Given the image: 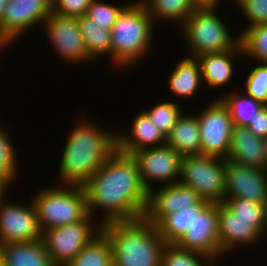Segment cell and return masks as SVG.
<instances>
[{"instance_id":"cell-1","label":"cell","mask_w":267,"mask_h":266,"mask_svg":"<svg viewBox=\"0 0 267 266\" xmlns=\"http://www.w3.org/2000/svg\"><path fill=\"white\" fill-rule=\"evenodd\" d=\"M83 188L89 214L94 216L97 207L105 209L101 224L144 218L149 192L132 155L116 150Z\"/></svg>"},{"instance_id":"cell-2","label":"cell","mask_w":267,"mask_h":266,"mask_svg":"<svg viewBox=\"0 0 267 266\" xmlns=\"http://www.w3.org/2000/svg\"><path fill=\"white\" fill-rule=\"evenodd\" d=\"M77 123L60 157L59 172L64 186H84L117 150L116 134L105 132L97 123L83 118Z\"/></svg>"},{"instance_id":"cell-3","label":"cell","mask_w":267,"mask_h":266,"mask_svg":"<svg viewBox=\"0 0 267 266\" xmlns=\"http://www.w3.org/2000/svg\"><path fill=\"white\" fill-rule=\"evenodd\" d=\"M102 230L111 243L113 266H161L166 242L145 218L107 222Z\"/></svg>"},{"instance_id":"cell-4","label":"cell","mask_w":267,"mask_h":266,"mask_svg":"<svg viewBox=\"0 0 267 266\" xmlns=\"http://www.w3.org/2000/svg\"><path fill=\"white\" fill-rule=\"evenodd\" d=\"M152 21L140 1L128 3L121 11L111 29L110 57L116 67L130 66L146 55L147 51L150 52Z\"/></svg>"},{"instance_id":"cell-5","label":"cell","mask_w":267,"mask_h":266,"mask_svg":"<svg viewBox=\"0 0 267 266\" xmlns=\"http://www.w3.org/2000/svg\"><path fill=\"white\" fill-rule=\"evenodd\" d=\"M65 186L46 188L32 199L42 233L51 228L77 223L89 215L83 186Z\"/></svg>"},{"instance_id":"cell-6","label":"cell","mask_w":267,"mask_h":266,"mask_svg":"<svg viewBox=\"0 0 267 266\" xmlns=\"http://www.w3.org/2000/svg\"><path fill=\"white\" fill-rule=\"evenodd\" d=\"M214 8L197 9L181 25L184 38L191 49V57L207 53H218L234 49L240 43V36L233 39L228 30L215 15Z\"/></svg>"},{"instance_id":"cell-7","label":"cell","mask_w":267,"mask_h":266,"mask_svg":"<svg viewBox=\"0 0 267 266\" xmlns=\"http://www.w3.org/2000/svg\"><path fill=\"white\" fill-rule=\"evenodd\" d=\"M178 182L212 203L224 202L226 160L207 155L182 157Z\"/></svg>"},{"instance_id":"cell-8","label":"cell","mask_w":267,"mask_h":266,"mask_svg":"<svg viewBox=\"0 0 267 266\" xmlns=\"http://www.w3.org/2000/svg\"><path fill=\"white\" fill-rule=\"evenodd\" d=\"M89 214L85 219L56 228H51L42 233V241L46 246L56 266H66L78 252L102 231V224L92 227Z\"/></svg>"},{"instance_id":"cell-9","label":"cell","mask_w":267,"mask_h":266,"mask_svg":"<svg viewBox=\"0 0 267 266\" xmlns=\"http://www.w3.org/2000/svg\"><path fill=\"white\" fill-rule=\"evenodd\" d=\"M176 245L185 250L205 254L213 262L221 257L218 234V203L201 199L195 204L194 221Z\"/></svg>"},{"instance_id":"cell-10","label":"cell","mask_w":267,"mask_h":266,"mask_svg":"<svg viewBox=\"0 0 267 266\" xmlns=\"http://www.w3.org/2000/svg\"><path fill=\"white\" fill-rule=\"evenodd\" d=\"M201 155L227 159L234 123L228 108L217 98L197 115Z\"/></svg>"},{"instance_id":"cell-11","label":"cell","mask_w":267,"mask_h":266,"mask_svg":"<svg viewBox=\"0 0 267 266\" xmlns=\"http://www.w3.org/2000/svg\"><path fill=\"white\" fill-rule=\"evenodd\" d=\"M132 156L137 161L142 184L148 192L153 189L148 179L150 182L166 183L165 185L178 183L177 177L179 179L183 156L170 146L165 144L159 147L140 149Z\"/></svg>"},{"instance_id":"cell-12","label":"cell","mask_w":267,"mask_h":266,"mask_svg":"<svg viewBox=\"0 0 267 266\" xmlns=\"http://www.w3.org/2000/svg\"><path fill=\"white\" fill-rule=\"evenodd\" d=\"M51 2V0H9L0 23V46L6 47L33 25L38 22L44 23L52 12Z\"/></svg>"},{"instance_id":"cell-13","label":"cell","mask_w":267,"mask_h":266,"mask_svg":"<svg viewBox=\"0 0 267 266\" xmlns=\"http://www.w3.org/2000/svg\"><path fill=\"white\" fill-rule=\"evenodd\" d=\"M4 201L0 205V245L42 239L33 202L29 206H22Z\"/></svg>"},{"instance_id":"cell-14","label":"cell","mask_w":267,"mask_h":266,"mask_svg":"<svg viewBox=\"0 0 267 266\" xmlns=\"http://www.w3.org/2000/svg\"><path fill=\"white\" fill-rule=\"evenodd\" d=\"M43 24L49 39L63 59L71 63H85L92 59L86 51L77 17L60 16L51 12Z\"/></svg>"},{"instance_id":"cell-15","label":"cell","mask_w":267,"mask_h":266,"mask_svg":"<svg viewBox=\"0 0 267 266\" xmlns=\"http://www.w3.org/2000/svg\"><path fill=\"white\" fill-rule=\"evenodd\" d=\"M224 198H245L267 204V169L226 160Z\"/></svg>"},{"instance_id":"cell-16","label":"cell","mask_w":267,"mask_h":266,"mask_svg":"<svg viewBox=\"0 0 267 266\" xmlns=\"http://www.w3.org/2000/svg\"><path fill=\"white\" fill-rule=\"evenodd\" d=\"M201 199L192 188L179 182L164 185L159 191L154 192L152 189L148 193V204L144 218L156 226L166 215L195 205Z\"/></svg>"},{"instance_id":"cell-17","label":"cell","mask_w":267,"mask_h":266,"mask_svg":"<svg viewBox=\"0 0 267 266\" xmlns=\"http://www.w3.org/2000/svg\"><path fill=\"white\" fill-rule=\"evenodd\" d=\"M218 234L222 254L234 246L254 243L263 235L254 220L239 218L223 202L218 203Z\"/></svg>"},{"instance_id":"cell-18","label":"cell","mask_w":267,"mask_h":266,"mask_svg":"<svg viewBox=\"0 0 267 266\" xmlns=\"http://www.w3.org/2000/svg\"><path fill=\"white\" fill-rule=\"evenodd\" d=\"M227 161L240 165L267 169L263 138L254 135L247 127H233Z\"/></svg>"},{"instance_id":"cell-19","label":"cell","mask_w":267,"mask_h":266,"mask_svg":"<svg viewBox=\"0 0 267 266\" xmlns=\"http://www.w3.org/2000/svg\"><path fill=\"white\" fill-rule=\"evenodd\" d=\"M131 125L130 134H116L118 151L132 155L140 149L165 145L166 137L152 123L145 111L138 113Z\"/></svg>"},{"instance_id":"cell-20","label":"cell","mask_w":267,"mask_h":266,"mask_svg":"<svg viewBox=\"0 0 267 266\" xmlns=\"http://www.w3.org/2000/svg\"><path fill=\"white\" fill-rule=\"evenodd\" d=\"M0 257L5 266H56L42 239L1 244Z\"/></svg>"},{"instance_id":"cell-21","label":"cell","mask_w":267,"mask_h":266,"mask_svg":"<svg viewBox=\"0 0 267 266\" xmlns=\"http://www.w3.org/2000/svg\"><path fill=\"white\" fill-rule=\"evenodd\" d=\"M243 54L239 43L234 49L218 53H207L197 57L202 74V80L208 87L214 88L225 85L234 73L232 63L234 55Z\"/></svg>"},{"instance_id":"cell-22","label":"cell","mask_w":267,"mask_h":266,"mask_svg":"<svg viewBox=\"0 0 267 266\" xmlns=\"http://www.w3.org/2000/svg\"><path fill=\"white\" fill-rule=\"evenodd\" d=\"M167 146L180 155H201V138L197 115H183L166 136Z\"/></svg>"},{"instance_id":"cell-23","label":"cell","mask_w":267,"mask_h":266,"mask_svg":"<svg viewBox=\"0 0 267 266\" xmlns=\"http://www.w3.org/2000/svg\"><path fill=\"white\" fill-rule=\"evenodd\" d=\"M175 67L169 79L171 91L184 98L192 96L203 81L198 59L184 58Z\"/></svg>"},{"instance_id":"cell-24","label":"cell","mask_w":267,"mask_h":266,"mask_svg":"<svg viewBox=\"0 0 267 266\" xmlns=\"http://www.w3.org/2000/svg\"><path fill=\"white\" fill-rule=\"evenodd\" d=\"M66 266H113L112 247L102 230Z\"/></svg>"},{"instance_id":"cell-25","label":"cell","mask_w":267,"mask_h":266,"mask_svg":"<svg viewBox=\"0 0 267 266\" xmlns=\"http://www.w3.org/2000/svg\"><path fill=\"white\" fill-rule=\"evenodd\" d=\"M77 20L88 55L92 59L102 54L110 56L111 30L99 26L86 14L78 16Z\"/></svg>"},{"instance_id":"cell-26","label":"cell","mask_w":267,"mask_h":266,"mask_svg":"<svg viewBox=\"0 0 267 266\" xmlns=\"http://www.w3.org/2000/svg\"><path fill=\"white\" fill-rule=\"evenodd\" d=\"M140 2L145 6L153 22L157 17L159 20L160 18L161 20H180V24H183L197 10L193 0H141Z\"/></svg>"},{"instance_id":"cell-27","label":"cell","mask_w":267,"mask_h":266,"mask_svg":"<svg viewBox=\"0 0 267 266\" xmlns=\"http://www.w3.org/2000/svg\"><path fill=\"white\" fill-rule=\"evenodd\" d=\"M194 221V205L166 215L157 225L166 244H176Z\"/></svg>"},{"instance_id":"cell-28","label":"cell","mask_w":267,"mask_h":266,"mask_svg":"<svg viewBox=\"0 0 267 266\" xmlns=\"http://www.w3.org/2000/svg\"><path fill=\"white\" fill-rule=\"evenodd\" d=\"M227 95L219 99L228 108L232 122L236 126L246 127L250 120H253L256 116V113L265 106V104L249 95L243 96L236 92H230Z\"/></svg>"},{"instance_id":"cell-29","label":"cell","mask_w":267,"mask_h":266,"mask_svg":"<svg viewBox=\"0 0 267 266\" xmlns=\"http://www.w3.org/2000/svg\"><path fill=\"white\" fill-rule=\"evenodd\" d=\"M236 216L254 220V225L264 233L267 227V204L245 198H224L223 202Z\"/></svg>"},{"instance_id":"cell-30","label":"cell","mask_w":267,"mask_h":266,"mask_svg":"<svg viewBox=\"0 0 267 266\" xmlns=\"http://www.w3.org/2000/svg\"><path fill=\"white\" fill-rule=\"evenodd\" d=\"M239 36L243 54L267 64V24L249 27Z\"/></svg>"},{"instance_id":"cell-31","label":"cell","mask_w":267,"mask_h":266,"mask_svg":"<svg viewBox=\"0 0 267 266\" xmlns=\"http://www.w3.org/2000/svg\"><path fill=\"white\" fill-rule=\"evenodd\" d=\"M200 259L206 260L207 263L210 262V266H212L213 260L205 254L182 249L176 244H166L163 249L161 266H203L204 263H201Z\"/></svg>"},{"instance_id":"cell-32","label":"cell","mask_w":267,"mask_h":266,"mask_svg":"<svg viewBox=\"0 0 267 266\" xmlns=\"http://www.w3.org/2000/svg\"><path fill=\"white\" fill-rule=\"evenodd\" d=\"M180 108L176 103L164 101L153 106L151 109L145 110V112L152 123L166 137L182 116L181 113L183 112H181Z\"/></svg>"},{"instance_id":"cell-33","label":"cell","mask_w":267,"mask_h":266,"mask_svg":"<svg viewBox=\"0 0 267 266\" xmlns=\"http://www.w3.org/2000/svg\"><path fill=\"white\" fill-rule=\"evenodd\" d=\"M3 130V128H0V179L11 184L10 182H12V180L14 181L17 174V155L12 145V140L9 139L6 131L4 132Z\"/></svg>"},{"instance_id":"cell-34","label":"cell","mask_w":267,"mask_h":266,"mask_svg":"<svg viewBox=\"0 0 267 266\" xmlns=\"http://www.w3.org/2000/svg\"><path fill=\"white\" fill-rule=\"evenodd\" d=\"M126 6V4H123V6L121 5L118 7L116 5L100 2V0H93L88 7L86 15L93 19L99 26L111 30L118 15Z\"/></svg>"},{"instance_id":"cell-35","label":"cell","mask_w":267,"mask_h":266,"mask_svg":"<svg viewBox=\"0 0 267 266\" xmlns=\"http://www.w3.org/2000/svg\"><path fill=\"white\" fill-rule=\"evenodd\" d=\"M261 64L255 67L245 80V94L267 105V64Z\"/></svg>"},{"instance_id":"cell-36","label":"cell","mask_w":267,"mask_h":266,"mask_svg":"<svg viewBox=\"0 0 267 266\" xmlns=\"http://www.w3.org/2000/svg\"><path fill=\"white\" fill-rule=\"evenodd\" d=\"M251 25L267 24V0H239L237 3Z\"/></svg>"},{"instance_id":"cell-37","label":"cell","mask_w":267,"mask_h":266,"mask_svg":"<svg viewBox=\"0 0 267 266\" xmlns=\"http://www.w3.org/2000/svg\"><path fill=\"white\" fill-rule=\"evenodd\" d=\"M52 13L60 16L78 17L87 13L93 0H51Z\"/></svg>"},{"instance_id":"cell-38","label":"cell","mask_w":267,"mask_h":266,"mask_svg":"<svg viewBox=\"0 0 267 266\" xmlns=\"http://www.w3.org/2000/svg\"><path fill=\"white\" fill-rule=\"evenodd\" d=\"M246 127L258 137L265 138L267 136V105L256 113Z\"/></svg>"},{"instance_id":"cell-39","label":"cell","mask_w":267,"mask_h":266,"mask_svg":"<svg viewBox=\"0 0 267 266\" xmlns=\"http://www.w3.org/2000/svg\"><path fill=\"white\" fill-rule=\"evenodd\" d=\"M197 9L214 8L216 9L219 0H193Z\"/></svg>"},{"instance_id":"cell-40","label":"cell","mask_w":267,"mask_h":266,"mask_svg":"<svg viewBox=\"0 0 267 266\" xmlns=\"http://www.w3.org/2000/svg\"><path fill=\"white\" fill-rule=\"evenodd\" d=\"M7 186H9L8 183L6 181L0 179V205L4 200L3 199L4 195H5L4 192H6L5 189L7 188Z\"/></svg>"},{"instance_id":"cell-41","label":"cell","mask_w":267,"mask_h":266,"mask_svg":"<svg viewBox=\"0 0 267 266\" xmlns=\"http://www.w3.org/2000/svg\"><path fill=\"white\" fill-rule=\"evenodd\" d=\"M8 2L9 0H0V23L2 22V19L4 17L5 9Z\"/></svg>"},{"instance_id":"cell-42","label":"cell","mask_w":267,"mask_h":266,"mask_svg":"<svg viewBox=\"0 0 267 266\" xmlns=\"http://www.w3.org/2000/svg\"><path fill=\"white\" fill-rule=\"evenodd\" d=\"M263 142H264V149H265V154H266V159H267V136L263 138Z\"/></svg>"},{"instance_id":"cell-43","label":"cell","mask_w":267,"mask_h":266,"mask_svg":"<svg viewBox=\"0 0 267 266\" xmlns=\"http://www.w3.org/2000/svg\"><path fill=\"white\" fill-rule=\"evenodd\" d=\"M0 266H5L3 259L0 257Z\"/></svg>"}]
</instances>
